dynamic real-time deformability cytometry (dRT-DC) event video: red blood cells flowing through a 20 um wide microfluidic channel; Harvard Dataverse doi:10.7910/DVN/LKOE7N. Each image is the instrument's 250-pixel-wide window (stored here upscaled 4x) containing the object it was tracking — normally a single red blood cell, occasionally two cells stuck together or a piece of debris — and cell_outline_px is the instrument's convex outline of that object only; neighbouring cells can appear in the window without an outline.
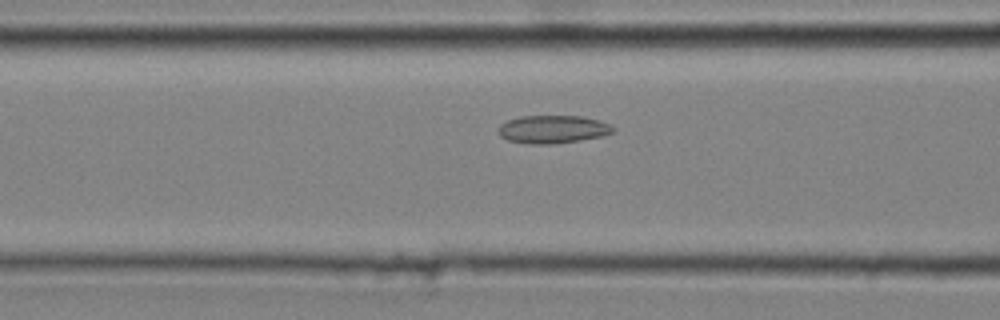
{"species": "common noctule bat (a hibernating species)", "species_latin": "Nyctalus noctula", "temperature_condition": "cold", "stored_images_in_passage": 31, "camera_frame_rate_fps": 3000, "um_per_image_px": 0.085, "animal": {"sex": "male", "body_mass_g": 20.4}, "frame": {"image": 1, "passage_image": 8, "time_ms": 2.333, "image_size_px": [1000, 320], "cell_outline_px": [[616, 128], [612, 132], [604, 136], [580, 140], [552, 144], [528, 144], [508, 140], [500, 136], [500, 124], [508, 120], [520, 116], [580, 116], [600, 120]], "centroid_in_image_um": [47.01, 10.99], "position_along_channel_um": 119.6, "area_um2": 18.67}}
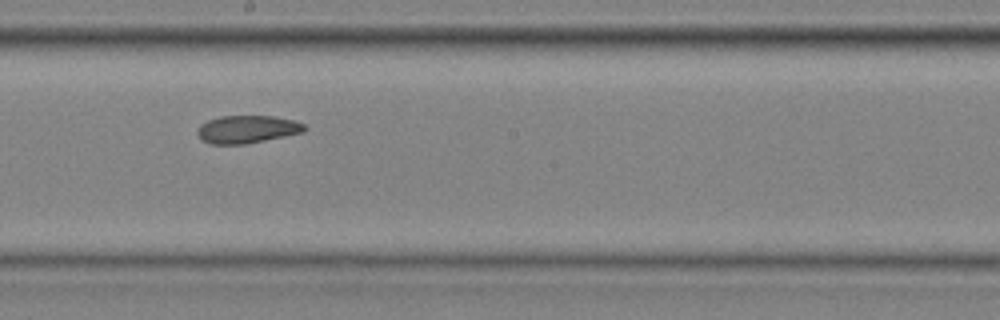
{"frame": {"image": 2, "passage_image": 16, "time_ms": 5.0, "image_size_px": [1000, 320], "cell_outline_px": [[308, 128], [304, 132], [244, 144], [208, 144], [200, 140], [196, 132], [200, 124], [208, 120], [220, 116], [272, 116], [292, 120], [304, 124]], "centroid_in_image_um": [20.96, 10.99], "position_along_channel_um": 227.2, "area_um2": 17.34}}
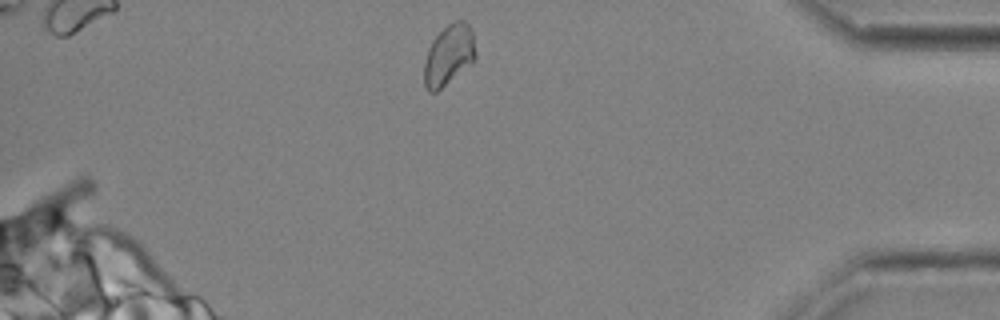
{"frame": {"image": 3, "passage_image": 31, "time_ms": 10.0, "image_size_px": [1000, 320], "cell_outline_px": [[476, 60], [472, 64], [436, 92], [428, 92], [424, 84], [424, 64], [428, 48], [432, 40], [448, 24], [456, 20], [464, 20], [468, 24], [472, 32], [476, 52]], "centroid_in_image_um": [38.16, 4.69], "position_along_channel_um": 397.0, "area_um2": 18.26}, "authors_computed_cell_mechanics": {"area_um2": 17.8602, "velocity_mm_per_s": 4.0418, "shape_relaxation_time_tau1_ms": 11.3393, "shape_relaxation_time_tau2_ms": 1.8386, "deformation_change_tau1": 0.062, "deformation_change_tau2": 0.0672}}